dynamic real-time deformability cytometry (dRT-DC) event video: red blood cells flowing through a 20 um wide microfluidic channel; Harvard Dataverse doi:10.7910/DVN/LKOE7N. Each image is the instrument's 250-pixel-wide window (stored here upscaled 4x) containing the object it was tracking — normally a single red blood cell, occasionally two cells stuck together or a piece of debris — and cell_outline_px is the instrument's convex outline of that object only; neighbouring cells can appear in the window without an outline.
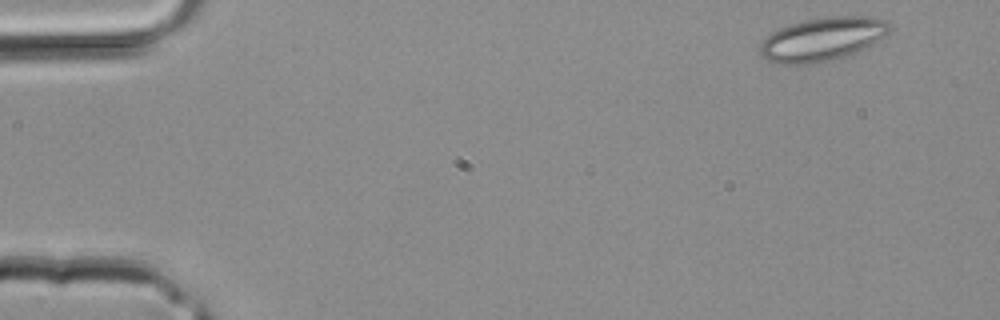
{"species": "common noctule bat (a hibernating species)", "species_latin": "Nyctalus noctula", "temperature_condition": "room temperature", "stored_images_in_passage": 3, "camera_frame_rate_fps": 3000, "um_per_image_px": 0.085, "animal": {"sex": "male", "body_mass_g": 20.4}, "frame": {"image": 1, "passage_image": 1, "time_ms": 0.0, "image_size_px": [1000, 320], "cell_outline_px": [[892, 28], [884, 36], [872, 44], [848, 56], [828, 60], [804, 64], [784, 64], [768, 60], [760, 56], [760, 44], [772, 32], [780, 28], [804, 20], [828, 16], [864, 16], [888, 20], [892, 24]], "centroid_in_image_um": [69.94, 3.31], "position_along_channel_um": 15.1, "area_um2": 32.66}}